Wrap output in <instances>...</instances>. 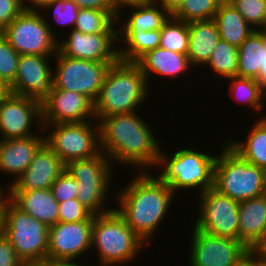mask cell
Returning <instances> with one entry per match:
<instances>
[{
  "label": "cell",
  "mask_w": 266,
  "mask_h": 266,
  "mask_svg": "<svg viewBox=\"0 0 266 266\" xmlns=\"http://www.w3.org/2000/svg\"><path fill=\"white\" fill-rule=\"evenodd\" d=\"M254 250L261 256L262 259L266 260V234Z\"/></svg>",
  "instance_id": "cell-50"
},
{
  "label": "cell",
  "mask_w": 266,
  "mask_h": 266,
  "mask_svg": "<svg viewBox=\"0 0 266 266\" xmlns=\"http://www.w3.org/2000/svg\"><path fill=\"white\" fill-rule=\"evenodd\" d=\"M112 165L103 152L89 159L72 160L66 164V170L76 180L79 188L77 200L93 215L114 209L104 204L113 178Z\"/></svg>",
  "instance_id": "cell-7"
},
{
  "label": "cell",
  "mask_w": 266,
  "mask_h": 266,
  "mask_svg": "<svg viewBox=\"0 0 266 266\" xmlns=\"http://www.w3.org/2000/svg\"><path fill=\"white\" fill-rule=\"evenodd\" d=\"M20 259L9 240L0 233V266H17Z\"/></svg>",
  "instance_id": "cell-42"
},
{
  "label": "cell",
  "mask_w": 266,
  "mask_h": 266,
  "mask_svg": "<svg viewBox=\"0 0 266 266\" xmlns=\"http://www.w3.org/2000/svg\"><path fill=\"white\" fill-rule=\"evenodd\" d=\"M256 30L266 28V0H228ZM256 26V27H255Z\"/></svg>",
  "instance_id": "cell-35"
},
{
  "label": "cell",
  "mask_w": 266,
  "mask_h": 266,
  "mask_svg": "<svg viewBox=\"0 0 266 266\" xmlns=\"http://www.w3.org/2000/svg\"><path fill=\"white\" fill-rule=\"evenodd\" d=\"M53 10V19L54 21L60 26L67 25L71 26V29H74L75 22L77 20L79 7L78 5L73 2L72 0H52L49 2L44 3L39 7V9Z\"/></svg>",
  "instance_id": "cell-37"
},
{
  "label": "cell",
  "mask_w": 266,
  "mask_h": 266,
  "mask_svg": "<svg viewBox=\"0 0 266 266\" xmlns=\"http://www.w3.org/2000/svg\"><path fill=\"white\" fill-rule=\"evenodd\" d=\"M137 114L131 112L103 117L98 124L101 152L115 164L132 166L137 169L135 171H141V168L157 166L161 147L153 130Z\"/></svg>",
  "instance_id": "cell-1"
},
{
  "label": "cell",
  "mask_w": 266,
  "mask_h": 266,
  "mask_svg": "<svg viewBox=\"0 0 266 266\" xmlns=\"http://www.w3.org/2000/svg\"><path fill=\"white\" fill-rule=\"evenodd\" d=\"M247 134L246 141L232 139L225 143L242 159L266 170V117H260Z\"/></svg>",
  "instance_id": "cell-29"
},
{
  "label": "cell",
  "mask_w": 266,
  "mask_h": 266,
  "mask_svg": "<svg viewBox=\"0 0 266 266\" xmlns=\"http://www.w3.org/2000/svg\"><path fill=\"white\" fill-rule=\"evenodd\" d=\"M39 11L25 9L1 32L19 55L54 56L58 51V35Z\"/></svg>",
  "instance_id": "cell-8"
},
{
  "label": "cell",
  "mask_w": 266,
  "mask_h": 266,
  "mask_svg": "<svg viewBox=\"0 0 266 266\" xmlns=\"http://www.w3.org/2000/svg\"><path fill=\"white\" fill-rule=\"evenodd\" d=\"M149 1H152V0H114V2L118 8H120L121 6L126 5V4L149 2Z\"/></svg>",
  "instance_id": "cell-52"
},
{
  "label": "cell",
  "mask_w": 266,
  "mask_h": 266,
  "mask_svg": "<svg viewBox=\"0 0 266 266\" xmlns=\"http://www.w3.org/2000/svg\"><path fill=\"white\" fill-rule=\"evenodd\" d=\"M45 143L41 134L25 138L0 139V171L16 180L29 167L38 149ZM16 176V178H15Z\"/></svg>",
  "instance_id": "cell-20"
},
{
  "label": "cell",
  "mask_w": 266,
  "mask_h": 266,
  "mask_svg": "<svg viewBox=\"0 0 266 266\" xmlns=\"http://www.w3.org/2000/svg\"><path fill=\"white\" fill-rule=\"evenodd\" d=\"M117 25V19L108 11L82 8L79 9L74 29L88 34L117 33Z\"/></svg>",
  "instance_id": "cell-31"
},
{
  "label": "cell",
  "mask_w": 266,
  "mask_h": 266,
  "mask_svg": "<svg viewBox=\"0 0 266 266\" xmlns=\"http://www.w3.org/2000/svg\"><path fill=\"white\" fill-rule=\"evenodd\" d=\"M215 160L216 156L197 149H180L169 156L161 148L156 167L160 166L162 172L159 170L157 177L175 194L181 189L194 188L201 194L214 187Z\"/></svg>",
  "instance_id": "cell-5"
},
{
  "label": "cell",
  "mask_w": 266,
  "mask_h": 266,
  "mask_svg": "<svg viewBox=\"0 0 266 266\" xmlns=\"http://www.w3.org/2000/svg\"><path fill=\"white\" fill-rule=\"evenodd\" d=\"M48 266H85V264H78L76 260H48Z\"/></svg>",
  "instance_id": "cell-46"
},
{
  "label": "cell",
  "mask_w": 266,
  "mask_h": 266,
  "mask_svg": "<svg viewBox=\"0 0 266 266\" xmlns=\"http://www.w3.org/2000/svg\"><path fill=\"white\" fill-rule=\"evenodd\" d=\"M19 57L9 41L0 33V79L9 85L15 80Z\"/></svg>",
  "instance_id": "cell-36"
},
{
  "label": "cell",
  "mask_w": 266,
  "mask_h": 266,
  "mask_svg": "<svg viewBox=\"0 0 266 266\" xmlns=\"http://www.w3.org/2000/svg\"><path fill=\"white\" fill-rule=\"evenodd\" d=\"M222 148L215 160L213 188L237 202L262 196L266 170L242 159L226 143Z\"/></svg>",
  "instance_id": "cell-6"
},
{
  "label": "cell",
  "mask_w": 266,
  "mask_h": 266,
  "mask_svg": "<svg viewBox=\"0 0 266 266\" xmlns=\"http://www.w3.org/2000/svg\"><path fill=\"white\" fill-rule=\"evenodd\" d=\"M135 64L141 69L149 86V77L153 74L162 78L177 79L182 73L190 70V67L193 68L187 54L173 52L160 46L146 52Z\"/></svg>",
  "instance_id": "cell-21"
},
{
  "label": "cell",
  "mask_w": 266,
  "mask_h": 266,
  "mask_svg": "<svg viewBox=\"0 0 266 266\" xmlns=\"http://www.w3.org/2000/svg\"><path fill=\"white\" fill-rule=\"evenodd\" d=\"M65 169L62 159L44 143L24 173L9 184L8 191L49 189Z\"/></svg>",
  "instance_id": "cell-19"
},
{
  "label": "cell",
  "mask_w": 266,
  "mask_h": 266,
  "mask_svg": "<svg viewBox=\"0 0 266 266\" xmlns=\"http://www.w3.org/2000/svg\"><path fill=\"white\" fill-rule=\"evenodd\" d=\"M93 221L58 222L49 227L47 260H74L91 250Z\"/></svg>",
  "instance_id": "cell-15"
},
{
  "label": "cell",
  "mask_w": 266,
  "mask_h": 266,
  "mask_svg": "<svg viewBox=\"0 0 266 266\" xmlns=\"http://www.w3.org/2000/svg\"><path fill=\"white\" fill-rule=\"evenodd\" d=\"M11 93L10 85L6 81L0 79V103L4 101Z\"/></svg>",
  "instance_id": "cell-47"
},
{
  "label": "cell",
  "mask_w": 266,
  "mask_h": 266,
  "mask_svg": "<svg viewBox=\"0 0 266 266\" xmlns=\"http://www.w3.org/2000/svg\"><path fill=\"white\" fill-rule=\"evenodd\" d=\"M89 122L42 124V130L46 133L49 131L46 137L43 135L45 144L65 164L72 160L95 157L101 152L99 124L93 126Z\"/></svg>",
  "instance_id": "cell-10"
},
{
  "label": "cell",
  "mask_w": 266,
  "mask_h": 266,
  "mask_svg": "<svg viewBox=\"0 0 266 266\" xmlns=\"http://www.w3.org/2000/svg\"><path fill=\"white\" fill-rule=\"evenodd\" d=\"M75 2L79 9H93V10H102L108 11L116 19L119 15V8L115 4L114 0H72Z\"/></svg>",
  "instance_id": "cell-41"
},
{
  "label": "cell",
  "mask_w": 266,
  "mask_h": 266,
  "mask_svg": "<svg viewBox=\"0 0 266 266\" xmlns=\"http://www.w3.org/2000/svg\"><path fill=\"white\" fill-rule=\"evenodd\" d=\"M263 196L266 198V180H265V185H264V192H263Z\"/></svg>",
  "instance_id": "cell-54"
},
{
  "label": "cell",
  "mask_w": 266,
  "mask_h": 266,
  "mask_svg": "<svg viewBox=\"0 0 266 266\" xmlns=\"http://www.w3.org/2000/svg\"><path fill=\"white\" fill-rule=\"evenodd\" d=\"M161 30L139 31L138 29H117L118 58L120 61L135 63L146 52L159 47Z\"/></svg>",
  "instance_id": "cell-27"
},
{
  "label": "cell",
  "mask_w": 266,
  "mask_h": 266,
  "mask_svg": "<svg viewBox=\"0 0 266 266\" xmlns=\"http://www.w3.org/2000/svg\"><path fill=\"white\" fill-rule=\"evenodd\" d=\"M34 121L43 135L40 102L11 93L0 103L1 140L38 135L32 131Z\"/></svg>",
  "instance_id": "cell-14"
},
{
  "label": "cell",
  "mask_w": 266,
  "mask_h": 266,
  "mask_svg": "<svg viewBox=\"0 0 266 266\" xmlns=\"http://www.w3.org/2000/svg\"><path fill=\"white\" fill-rule=\"evenodd\" d=\"M143 245L145 247L146 242L126 224L115 209L94 215L91 246L97 249L100 266L130 263L139 255Z\"/></svg>",
  "instance_id": "cell-4"
},
{
  "label": "cell",
  "mask_w": 266,
  "mask_h": 266,
  "mask_svg": "<svg viewBox=\"0 0 266 266\" xmlns=\"http://www.w3.org/2000/svg\"><path fill=\"white\" fill-rule=\"evenodd\" d=\"M94 116L93 102L85 95L64 89H52L41 102L42 124L87 122Z\"/></svg>",
  "instance_id": "cell-18"
},
{
  "label": "cell",
  "mask_w": 266,
  "mask_h": 266,
  "mask_svg": "<svg viewBox=\"0 0 266 266\" xmlns=\"http://www.w3.org/2000/svg\"><path fill=\"white\" fill-rule=\"evenodd\" d=\"M266 33L254 30L238 47V73L240 78L257 79L259 70H265Z\"/></svg>",
  "instance_id": "cell-26"
},
{
  "label": "cell",
  "mask_w": 266,
  "mask_h": 266,
  "mask_svg": "<svg viewBox=\"0 0 266 266\" xmlns=\"http://www.w3.org/2000/svg\"><path fill=\"white\" fill-rule=\"evenodd\" d=\"M149 90L144 74L135 63L118 60L108 68L93 102L95 122L111 115L137 112L138 106L147 100Z\"/></svg>",
  "instance_id": "cell-3"
},
{
  "label": "cell",
  "mask_w": 266,
  "mask_h": 266,
  "mask_svg": "<svg viewBox=\"0 0 266 266\" xmlns=\"http://www.w3.org/2000/svg\"><path fill=\"white\" fill-rule=\"evenodd\" d=\"M131 8V16L122 19L123 13L119 12L117 23L119 29H138L139 31L161 30L163 25L172 16V13L165 9L161 4L154 1L131 3L123 5L119 8ZM121 18V20H120ZM119 23L118 21H124Z\"/></svg>",
  "instance_id": "cell-25"
},
{
  "label": "cell",
  "mask_w": 266,
  "mask_h": 266,
  "mask_svg": "<svg viewBox=\"0 0 266 266\" xmlns=\"http://www.w3.org/2000/svg\"><path fill=\"white\" fill-rule=\"evenodd\" d=\"M199 203L195 229L239 240V202L211 188L200 194Z\"/></svg>",
  "instance_id": "cell-12"
},
{
  "label": "cell",
  "mask_w": 266,
  "mask_h": 266,
  "mask_svg": "<svg viewBox=\"0 0 266 266\" xmlns=\"http://www.w3.org/2000/svg\"><path fill=\"white\" fill-rule=\"evenodd\" d=\"M205 66L219 77L230 78L238 73V47L219 40Z\"/></svg>",
  "instance_id": "cell-32"
},
{
  "label": "cell",
  "mask_w": 266,
  "mask_h": 266,
  "mask_svg": "<svg viewBox=\"0 0 266 266\" xmlns=\"http://www.w3.org/2000/svg\"><path fill=\"white\" fill-rule=\"evenodd\" d=\"M17 266H48V260H20Z\"/></svg>",
  "instance_id": "cell-49"
},
{
  "label": "cell",
  "mask_w": 266,
  "mask_h": 266,
  "mask_svg": "<svg viewBox=\"0 0 266 266\" xmlns=\"http://www.w3.org/2000/svg\"><path fill=\"white\" fill-rule=\"evenodd\" d=\"M266 234V198L262 195L239 202V241L255 249Z\"/></svg>",
  "instance_id": "cell-23"
},
{
  "label": "cell",
  "mask_w": 266,
  "mask_h": 266,
  "mask_svg": "<svg viewBox=\"0 0 266 266\" xmlns=\"http://www.w3.org/2000/svg\"><path fill=\"white\" fill-rule=\"evenodd\" d=\"M25 9L22 0H0V33Z\"/></svg>",
  "instance_id": "cell-40"
},
{
  "label": "cell",
  "mask_w": 266,
  "mask_h": 266,
  "mask_svg": "<svg viewBox=\"0 0 266 266\" xmlns=\"http://www.w3.org/2000/svg\"><path fill=\"white\" fill-rule=\"evenodd\" d=\"M223 0H183L172 12V17L184 21L211 20Z\"/></svg>",
  "instance_id": "cell-33"
},
{
  "label": "cell",
  "mask_w": 266,
  "mask_h": 266,
  "mask_svg": "<svg viewBox=\"0 0 266 266\" xmlns=\"http://www.w3.org/2000/svg\"><path fill=\"white\" fill-rule=\"evenodd\" d=\"M8 192V193H7ZM9 191L8 188L5 190L0 186V233H2L3 225H4V210L9 200Z\"/></svg>",
  "instance_id": "cell-44"
},
{
  "label": "cell",
  "mask_w": 266,
  "mask_h": 266,
  "mask_svg": "<svg viewBox=\"0 0 266 266\" xmlns=\"http://www.w3.org/2000/svg\"><path fill=\"white\" fill-rule=\"evenodd\" d=\"M137 177L115 195L118 208H114L126 224L146 243L162 224L176 196L170 187L147 170L139 171Z\"/></svg>",
  "instance_id": "cell-2"
},
{
  "label": "cell",
  "mask_w": 266,
  "mask_h": 266,
  "mask_svg": "<svg viewBox=\"0 0 266 266\" xmlns=\"http://www.w3.org/2000/svg\"><path fill=\"white\" fill-rule=\"evenodd\" d=\"M94 215L77 199L59 202V222L93 221Z\"/></svg>",
  "instance_id": "cell-38"
},
{
  "label": "cell",
  "mask_w": 266,
  "mask_h": 266,
  "mask_svg": "<svg viewBox=\"0 0 266 266\" xmlns=\"http://www.w3.org/2000/svg\"><path fill=\"white\" fill-rule=\"evenodd\" d=\"M2 233L20 260H47L49 228L23 212L10 199L4 210Z\"/></svg>",
  "instance_id": "cell-9"
},
{
  "label": "cell",
  "mask_w": 266,
  "mask_h": 266,
  "mask_svg": "<svg viewBox=\"0 0 266 266\" xmlns=\"http://www.w3.org/2000/svg\"><path fill=\"white\" fill-rule=\"evenodd\" d=\"M56 69H52V89L75 91L92 102L98 96L108 68L116 62H95L64 56L59 50L53 56Z\"/></svg>",
  "instance_id": "cell-11"
},
{
  "label": "cell",
  "mask_w": 266,
  "mask_h": 266,
  "mask_svg": "<svg viewBox=\"0 0 266 266\" xmlns=\"http://www.w3.org/2000/svg\"><path fill=\"white\" fill-rule=\"evenodd\" d=\"M152 1L161 4L165 9L169 10L172 13L183 0H152Z\"/></svg>",
  "instance_id": "cell-45"
},
{
  "label": "cell",
  "mask_w": 266,
  "mask_h": 266,
  "mask_svg": "<svg viewBox=\"0 0 266 266\" xmlns=\"http://www.w3.org/2000/svg\"><path fill=\"white\" fill-rule=\"evenodd\" d=\"M189 45L187 56L193 67L205 65L220 38L216 22L200 20L188 22ZM197 65V66H196Z\"/></svg>",
  "instance_id": "cell-24"
},
{
  "label": "cell",
  "mask_w": 266,
  "mask_h": 266,
  "mask_svg": "<svg viewBox=\"0 0 266 266\" xmlns=\"http://www.w3.org/2000/svg\"><path fill=\"white\" fill-rule=\"evenodd\" d=\"M213 20L221 40L237 47L255 30L228 0L220 3Z\"/></svg>",
  "instance_id": "cell-28"
},
{
  "label": "cell",
  "mask_w": 266,
  "mask_h": 266,
  "mask_svg": "<svg viewBox=\"0 0 266 266\" xmlns=\"http://www.w3.org/2000/svg\"><path fill=\"white\" fill-rule=\"evenodd\" d=\"M261 85L266 93V60H265V70H259V76L256 79Z\"/></svg>",
  "instance_id": "cell-51"
},
{
  "label": "cell",
  "mask_w": 266,
  "mask_h": 266,
  "mask_svg": "<svg viewBox=\"0 0 266 266\" xmlns=\"http://www.w3.org/2000/svg\"><path fill=\"white\" fill-rule=\"evenodd\" d=\"M78 185L76 180L65 169L51 186L54 198L58 202L77 199Z\"/></svg>",
  "instance_id": "cell-39"
},
{
  "label": "cell",
  "mask_w": 266,
  "mask_h": 266,
  "mask_svg": "<svg viewBox=\"0 0 266 266\" xmlns=\"http://www.w3.org/2000/svg\"><path fill=\"white\" fill-rule=\"evenodd\" d=\"M261 266H266V260L261 258Z\"/></svg>",
  "instance_id": "cell-53"
},
{
  "label": "cell",
  "mask_w": 266,
  "mask_h": 266,
  "mask_svg": "<svg viewBox=\"0 0 266 266\" xmlns=\"http://www.w3.org/2000/svg\"><path fill=\"white\" fill-rule=\"evenodd\" d=\"M231 82L229 86L230 96L234 98L238 103L239 101L248 105L257 114L263 111V101L266 99V93L264 92L262 85L253 78H240L237 76L227 78Z\"/></svg>",
  "instance_id": "cell-30"
},
{
  "label": "cell",
  "mask_w": 266,
  "mask_h": 266,
  "mask_svg": "<svg viewBox=\"0 0 266 266\" xmlns=\"http://www.w3.org/2000/svg\"><path fill=\"white\" fill-rule=\"evenodd\" d=\"M188 45V23L171 16L161 29L159 46L173 52L187 54Z\"/></svg>",
  "instance_id": "cell-34"
},
{
  "label": "cell",
  "mask_w": 266,
  "mask_h": 266,
  "mask_svg": "<svg viewBox=\"0 0 266 266\" xmlns=\"http://www.w3.org/2000/svg\"><path fill=\"white\" fill-rule=\"evenodd\" d=\"M67 39L58 40V50L67 57L95 62H117V33H81L72 29ZM116 42V43H115Z\"/></svg>",
  "instance_id": "cell-16"
},
{
  "label": "cell",
  "mask_w": 266,
  "mask_h": 266,
  "mask_svg": "<svg viewBox=\"0 0 266 266\" xmlns=\"http://www.w3.org/2000/svg\"><path fill=\"white\" fill-rule=\"evenodd\" d=\"M10 200L23 212L43 222L48 228L59 222V202L51 188L9 191Z\"/></svg>",
  "instance_id": "cell-22"
},
{
  "label": "cell",
  "mask_w": 266,
  "mask_h": 266,
  "mask_svg": "<svg viewBox=\"0 0 266 266\" xmlns=\"http://www.w3.org/2000/svg\"><path fill=\"white\" fill-rule=\"evenodd\" d=\"M51 56L20 55L11 92L42 102L52 91Z\"/></svg>",
  "instance_id": "cell-17"
},
{
  "label": "cell",
  "mask_w": 266,
  "mask_h": 266,
  "mask_svg": "<svg viewBox=\"0 0 266 266\" xmlns=\"http://www.w3.org/2000/svg\"><path fill=\"white\" fill-rule=\"evenodd\" d=\"M29 4H28V2ZM52 0H22V4L26 9H39L41 5Z\"/></svg>",
  "instance_id": "cell-48"
},
{
  "label": "cell",
  "mask_w": 266,
  "mask_h": 266,
  "mask_svg": "<svg viewBox=\"0 0 266 266\" xmlns=\"http://www.w3.org/2000/svg\"><path fill=\"white\" fill-rule=\"evenodd\" d=\"M233 266H261V256L254 249H249Z\"/></svg>",
  "instance_id": "cell-43"
},
{
  "label": "cell",
  "mask_w": 266,
  "mask_h": 266,
  "mask_svg": "<svg viewBox=\"0 0 266 266\" xmlns=\"http://www.w3.org/2000/svg\"><path fill=\"white\" fill-rule=\"evenodd\" d=\"M193 229L189 248L190 266H233L249 250L237 239Z\"/></svg>",
  "instance_id": "cell-13"
}]
</instances>
